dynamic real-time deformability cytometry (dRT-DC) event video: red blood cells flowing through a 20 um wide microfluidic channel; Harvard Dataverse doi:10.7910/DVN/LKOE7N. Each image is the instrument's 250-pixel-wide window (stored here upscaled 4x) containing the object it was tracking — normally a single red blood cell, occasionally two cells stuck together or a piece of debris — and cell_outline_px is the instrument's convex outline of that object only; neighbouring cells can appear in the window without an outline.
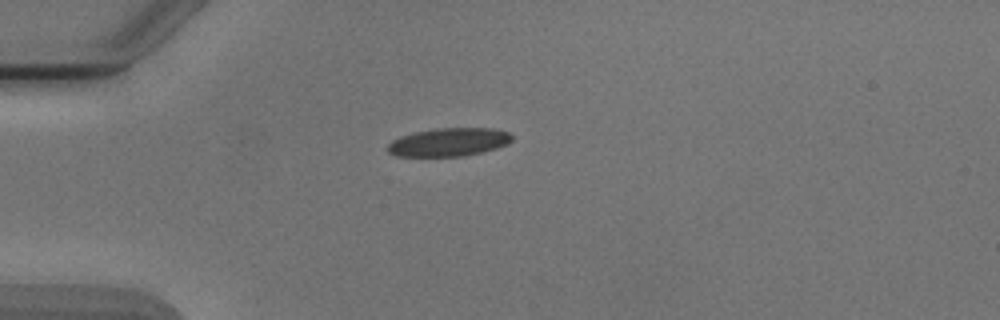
{"species": "Egyptian fruit bat (a non-hibernating species)", "species_latin": "Rousettus aegyptiacus", "temperature_condition": "cold", "stored_images_in_passage": 4, "camera_frame_rate_fps": 3000, "um_per_image_px": 0.085, "animal": {"sex": "male"}, "frame": {"image": 1, "passage_image": 1, "time_ms": 0.0, "image_size_px": [1000, 320], "cell_outline_px": [[512, 140], [508, 144], [496, 148], [464, 156], [396, 156], [388, 152], [384, 148], [392, 140], [400, 136], [416, 132], [436, 128], [492, 128], [508, 132], [512, 136]], "centroid_in_image_um": [38.12, 12.08], "position_along_channel_um": 46.9, "area_um2": 20.52}}
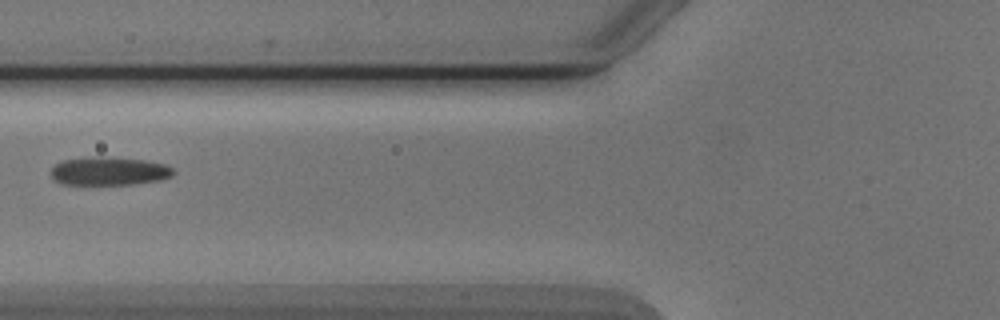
{"frame": {"image": 2, "passage_image": 3, "time_ms": 2.333, "image_size_px": [1000, 320], "cell_outline_px": [[176, 172], [172, 176], [160, 180], [132, 184], [60, 184], [52, 180], [48, 172], [56, 164], [64, 160], [100, 156], [144, 160], [164, 164], [172, 168]], "centroid_in_image_um": [9.23, 14.55], "position_along_channel_um": 116.6, "area_um2": 20.29}}
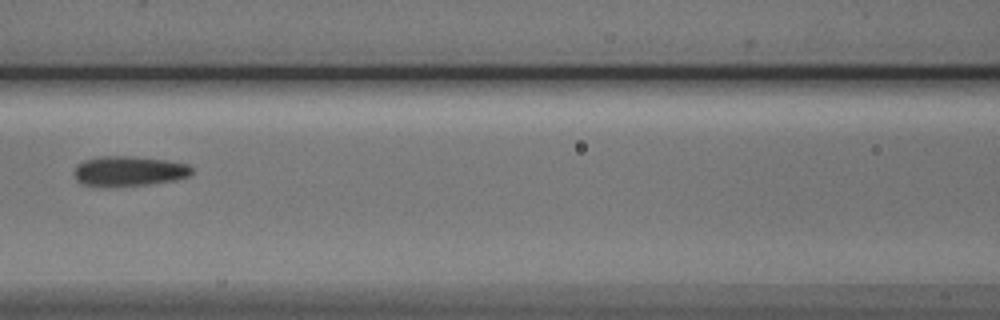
{"frame": {"image": 3, "passage_image": 4, "time_ms": 3.333, "image_size_px": [1000, 320], "cell_outline_px": [[192, 172], [188, 176], [176, 180], [148, 184], [80, 184], [76, 180], [72, 172], [76, 164], [84, 160], [96, 156], [132, 156], [168, 160], [188, 164], [192, 168]], "centroid_in_image_um": [10.95, 14.5], "position_along_channel_um": 155.7, "area_um2": 20.23}}